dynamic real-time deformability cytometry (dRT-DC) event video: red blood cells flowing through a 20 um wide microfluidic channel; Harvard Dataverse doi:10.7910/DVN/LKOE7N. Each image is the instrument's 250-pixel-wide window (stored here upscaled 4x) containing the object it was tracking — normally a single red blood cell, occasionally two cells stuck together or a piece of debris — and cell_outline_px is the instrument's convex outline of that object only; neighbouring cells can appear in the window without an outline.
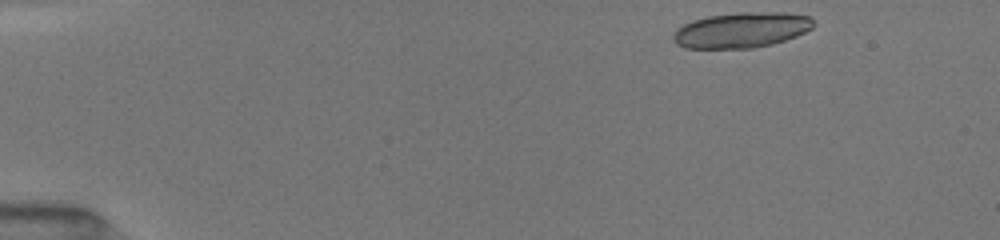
{"species": "common noctule bat (a hibernating species)", "species_latin": "Nyctalus noctula", "temperature_condition": "room temperature", "stored_images_in_passage": 8, "camera_frame_rate_fps": 3000, "um_per_image_px": 0.085, "animal": {"sex": "female", "body_mass_g": 19.5, "forearm_length_mm": 54.1}, "frame": {"image": 1, "passage_image": 1, "time_ms": 0.0, "image_size_px": [1000, 240], "cell_outline_px": [[816, 24], [812, 28], [796, 36], [772, 44], [752, 48], [684, 48], [676, 44], [672, 40], [672, 36], [676, 28], [692, 20], [708, 16], [740, 12], [784, 12], [812, 16]], "centroid_in_image_um": [63.03, 2.54], "position_along_channel_um": 22.0, "area_um2": 29.25}}